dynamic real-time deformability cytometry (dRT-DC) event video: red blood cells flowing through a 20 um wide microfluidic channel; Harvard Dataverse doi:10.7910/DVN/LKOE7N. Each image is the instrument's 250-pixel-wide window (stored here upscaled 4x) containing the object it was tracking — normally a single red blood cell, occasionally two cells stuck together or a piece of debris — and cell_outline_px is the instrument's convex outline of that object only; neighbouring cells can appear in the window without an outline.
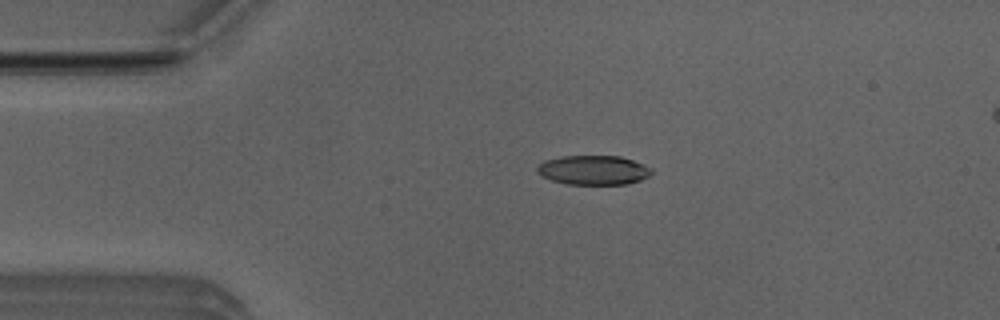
{"species": "Egyptian fruit bat (a non-hibernating species)", "species_latin": "Rousettus aegyptiacus", "temperature_condition": "room temperature", "stored_images_in_passage": 4, "camera_frame_rate_fps": 3000, "um_per_image_px": 0.085, "animal": {"sex": "male"}, "frame": {"image": 1, "passage_image": 3, "time_ms": 0.667, "image_size_px": [1000, 320], "cell_outline_px": [[652, 172], [648, 176], [640, 180], [628, 184], [568, 184], [552, 180], [540, 176], [536, 172], [536, 168], [544, 160], [560, 156], [620, 156], [644, 164], [652, 168]], "centroid_in_image_um": [50.42, 14.45], "position_along_channel_um": 34.6, "area_um2": 19.65}}